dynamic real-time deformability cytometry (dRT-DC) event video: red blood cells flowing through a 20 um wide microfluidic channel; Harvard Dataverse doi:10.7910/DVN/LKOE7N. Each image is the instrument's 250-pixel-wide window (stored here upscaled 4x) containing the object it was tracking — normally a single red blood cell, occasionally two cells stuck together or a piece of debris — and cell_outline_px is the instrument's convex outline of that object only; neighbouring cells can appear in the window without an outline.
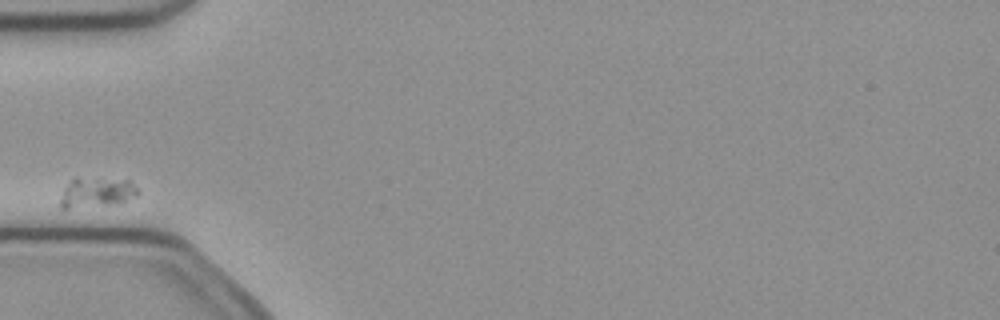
{"species": "common noctule bat (a hibernating species)", "species_latin": "Nyctalus noctula", "temperature_condition": "cold", "stored_images_in_passage": 5, "camera_frame_rate_fps": 3000, "um_per_image_px": 0.085, "animal": {"sex": "female", "body_mass_g": 21.9}, "frame": {"image": 1, "passage_image": 2, "time_ms": 0.333, "image_size_px": [1000, 320], "cell_outline_px": [[140, 192], [136, 196], [120, 204], [68, 208], [60, 208], [60, 200], [64, 188], [76, 176], [128, 180]], "centroid_in_image_um": [8.21, 16.35], "position_along_channel_um": 76.8, "area_um2": 13.76}}
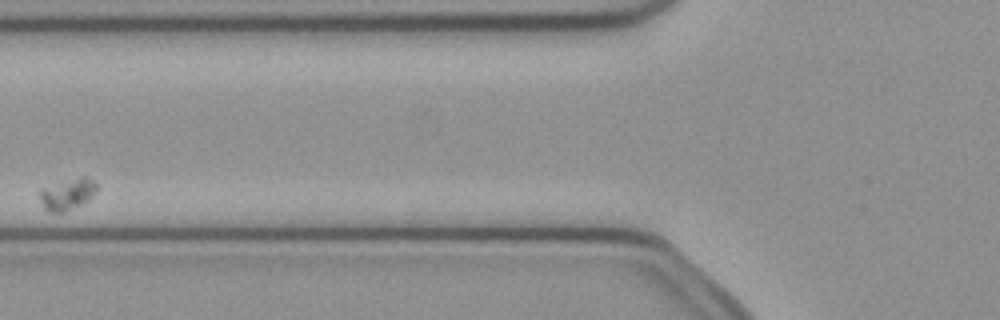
{"frame": {"image": 2, "passage_image": 3, "time_ms": 0.667, "image_size_px": [1000, 320], "cell_outline_px": [[96, 188], [92, 196], [88, 200], [60, 212], [52, 212], [44, 208], [40, 200], [40, 188], [80, 176], [84, 176], [92, 180], [96, 184]], "centroid_in_image_um": [5.69, 16.47], "position_along_channel_um": 120.1, "area_um2": 10.0}}
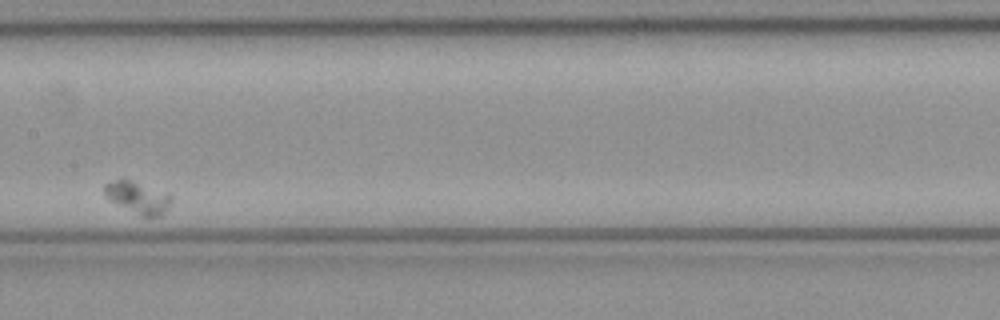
{"frame": {"image": 3, "passage_image": 5, "time_ms": 1.333, "image_size_px": [1000, 320], "cell_outline_px": [[172, 200], [156, 216], [144, 216], [108, 200], [104, 196], [104, 184], [116, 180], [128, 180], [168, 192], [172, 196]], "centroid_in_image_um": [11.67, 16.75], "position_along_channel_um": 195.7, "area_um2": 11.85}}